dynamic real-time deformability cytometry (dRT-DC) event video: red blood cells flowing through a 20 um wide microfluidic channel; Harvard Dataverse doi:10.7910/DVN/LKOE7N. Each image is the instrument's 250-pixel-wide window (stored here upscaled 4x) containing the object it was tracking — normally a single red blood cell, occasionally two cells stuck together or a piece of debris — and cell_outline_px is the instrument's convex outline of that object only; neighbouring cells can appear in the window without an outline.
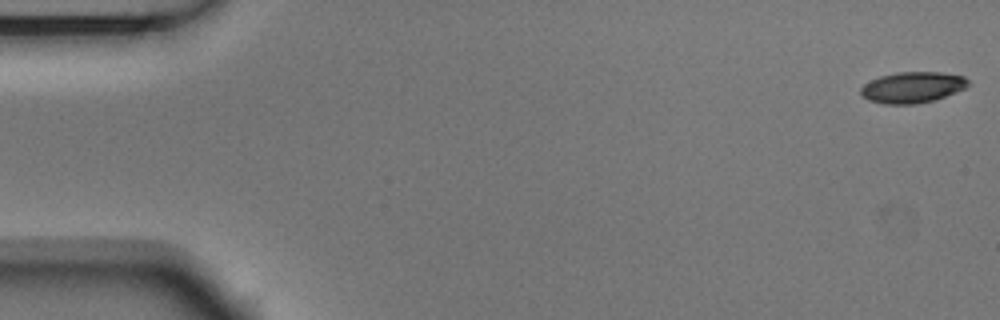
{"species": "Egyptian fruit bat (a non-hibernating species)", "species_latin": "Rousettus aegyptiacus", "temperature_condition": "room temperature", "stored_images_in_passage": 54, "camera_frame_rate_fps": 3000, "um_per_image_px": 0.085, "animal": {"sex": "male"}, "frame": {"image": 1, "passage_image": 1, "time_ms": 0.0, "image_size_px": [1000, 320], "cell_outline_px": [[972, 84], [964, 88], [944, 96], [932, 100], [916, 104], [884, 104], [868, 100], [860, 96], [860, 88], [864, 84], [880, 76], [896, 72], [940, 72], [964, 76]], "centroid_in_image_um": [77.53, 7.42], "position_along_channel_um": 7.5, "area_um2": 19.42}}
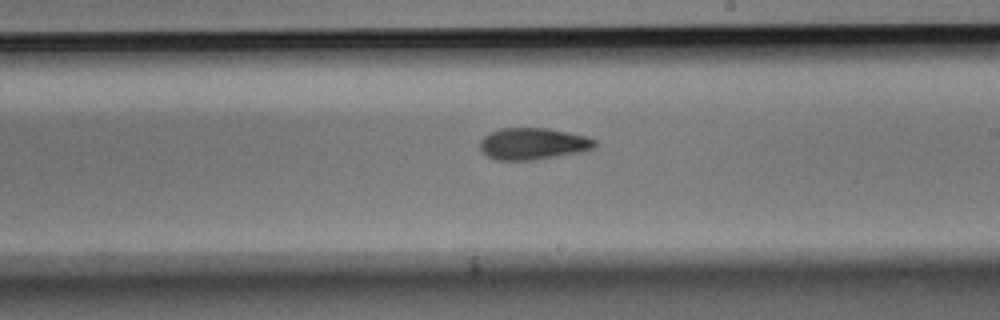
{"frame": {"image": 2, "passage_image": 31, "time_ms": 10.0, "image_size_px": [1000, 320], "cell_outline_px": [[596, 148], [580, 152], [532, 160], [496, 160], [488, 156], [480, 148], [480, 140], [484, 136], [500, 128], [548, 128], [568, 132], [584, 136], [596, 140]], "centroid_in_image_um": [45.31, 12.21], "position_along_channel_um": 243.7, "area_um2": 21.1}}
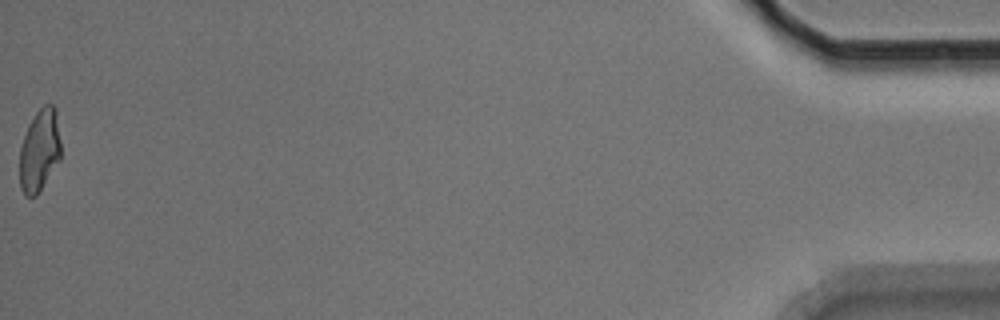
{"frame": {"image": 3, "passage_image": 54, "time_ms": 17.667, "image_size_px": [1000, 320], "cell_outline_px": [[60, 160], [36, 196], [24, 196], [20, 188], [20, 148], [28, 124], [36, 112], [44, 104], [52, 104], [56, 108], [60, 140]], "centroid_in_image_um": [3.36, 12.78], "position_along_channel_um": 431.8, "area_um2": 19.83}, "authors_computed_cell_mechanics": {"area_um2": 20.8658, "velocity_mm_per_s": 3.7463, "shape_relaxation_time_tau1_ms": 3.4179, "shape_relaxation_time_tau2_ms": 5.6822, "deformation_change_tau1": 0.1515, "deformation_change_tau2": 0.1371}}